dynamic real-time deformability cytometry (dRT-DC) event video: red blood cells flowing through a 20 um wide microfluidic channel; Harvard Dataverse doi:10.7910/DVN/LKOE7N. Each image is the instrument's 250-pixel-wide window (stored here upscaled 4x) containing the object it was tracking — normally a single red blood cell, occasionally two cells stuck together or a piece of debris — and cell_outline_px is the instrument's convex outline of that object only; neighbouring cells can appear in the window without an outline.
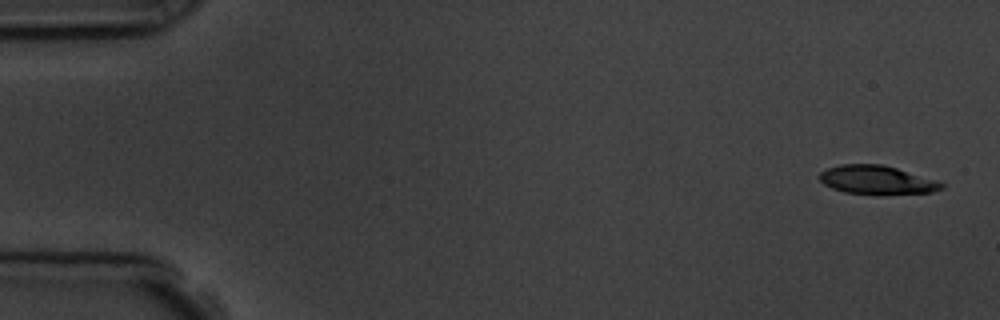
{"species": "common noctule bat (a hibernating species)", "species_latin": "Nyctalus noctula", "temperature_condition": "room temperature", "stored_images_in_passage": 4, "camera_frame_rate_fps": 3000, "um_per_image_px": 0.085, "animal": {"sex": "male", "body_mass_g": 19.5, "forearm_length_mm": 54.6}, "frame": {"image": 1, "passage_image": 1, "time_ms": 0.0, "image_size_px": [1000, 320], "cell_outline_px": [[944, 188], [932, 192], [844, 192], [832, 188], [824, 184], [816, 176], [820, 172], [828, 168], [840, 164], [880, 164], [896, 168], [936, 180], [944, 184]], "centroid_in_image_um": [74.46, 15.25], "position_along_channel_um": 10.5, "area_um2": 19.54}}